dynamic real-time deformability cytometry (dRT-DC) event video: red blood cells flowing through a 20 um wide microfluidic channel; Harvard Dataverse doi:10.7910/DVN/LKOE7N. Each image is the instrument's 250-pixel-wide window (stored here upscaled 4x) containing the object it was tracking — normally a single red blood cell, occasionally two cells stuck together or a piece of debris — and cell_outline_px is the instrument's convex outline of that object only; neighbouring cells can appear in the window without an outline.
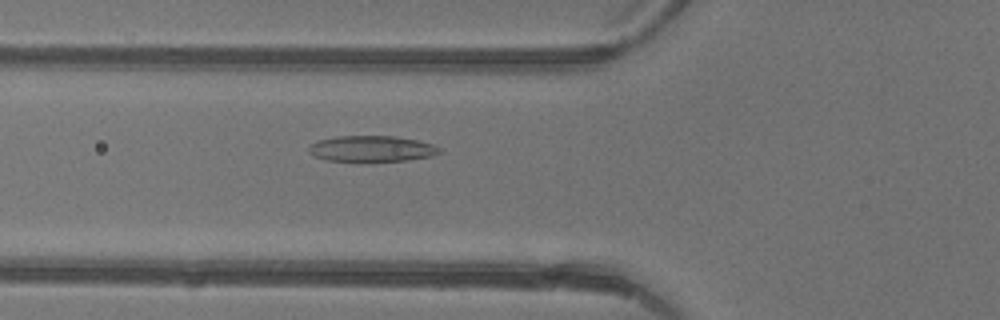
{"species": "common noctule bat (a hibernating species)", "species_latin": "Nyctalus noctula", "temperature_condition": "warm", "stored_images_in_passage": 40, "camera_frame_rate_fps": 3000, "um_per_image_px": 0.085, "animal": {"sex": "female"}, "frame": {"image": 1, "passage_image": 11, "time_ms": 3.333, "image_size_px": [1000, 320], "cell_outline_px": [[440, 152], [432, 156], [408, 160], [328, 160], [316, 156], [308, 152], [308, 144], [316, 140], [336, 136], [396, 136], [436, 144], [440, 148]], "centroid_in_image_um": [31.59, 12.61], "position_along_channel_um": 94.2, "area_um2": 19.59}}
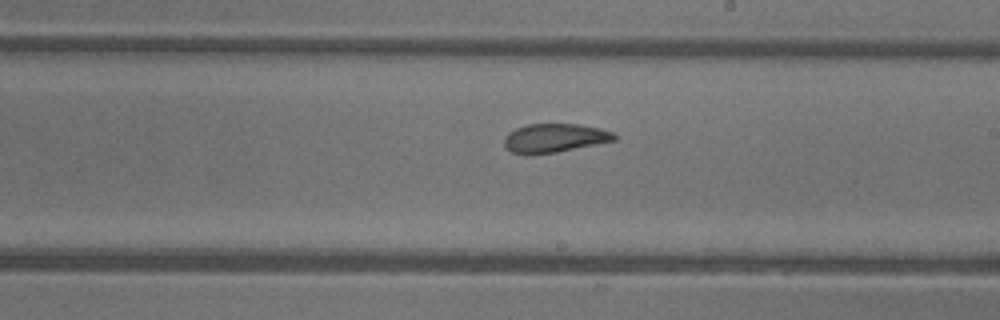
{"frame": {"image": 2, "passage_image": 21, "time_ms": 6.667, "image_size_px": [1000, 320], "cell_outline_px": [[616, 140], [556, 152], [532, 156], [524, 156], [512, 152], [504, 144], [504, 136], [508, 132], [516, 128], [528, 124], [576, 124], [600, 128], [612, 132], [616, 136]], "centroid_in_image_um": [47.08, 11.75], "position_along_channel_um": 241.9, "area_um2": 18.61}}
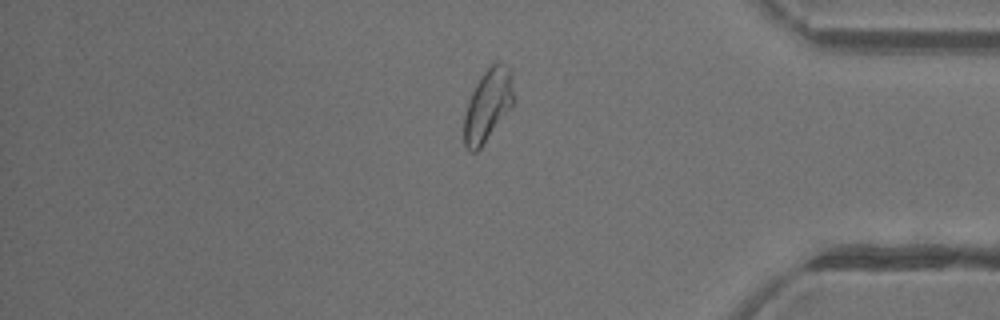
{"frame": {"image": 3, "passage_image": 33, "time_ms": 10.667, "image_size_px": [1000, 320], "cell_outline_px": [[512, 104], [480, 148], [476, 152], [472, 152], [464, 144], [464, 116], [468, 100], [480, 76], [496, 60], [500, 60], [512, 68]], "centroid_in_image_um": [41.45, 8.87], "position_along_channel_um": 393.8, "area_um2": 20.52}, "authors_computed_cell_mechanics": {"area_um2": 20.4034, "velocity_mm_per_s": 4.4204, "shape_relaxation_time_tau1_ms": 7.1211, "shape_relaxation_time_tau2_ms": 1.704, "deformation_change_tau1": 0.2026, "deformation_change_tau2": 0.0827}}